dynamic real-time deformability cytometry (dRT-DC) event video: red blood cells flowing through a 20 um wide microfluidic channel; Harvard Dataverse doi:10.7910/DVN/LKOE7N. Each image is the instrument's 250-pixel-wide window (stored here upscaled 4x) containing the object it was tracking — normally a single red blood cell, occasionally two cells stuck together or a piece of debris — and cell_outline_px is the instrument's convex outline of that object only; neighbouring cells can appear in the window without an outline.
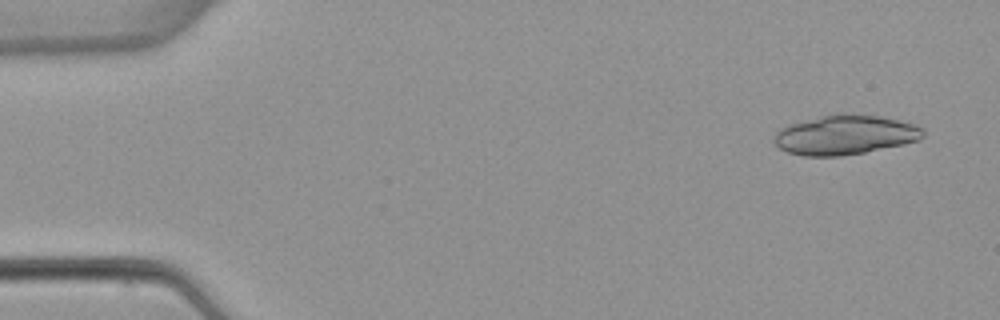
{"species": "common noctule bat (a hibernating species)", "species_latin": "Nyctalus noctula", "temperature_condition": "warm", "stored_images_in_passage": 5, "camera_frame_rate_fps": 3000, "um_per_image_px": 0.085, "animal": {"sex": "female", "body_mass_g": 22.7, "forearm_length_mm": 54.2}, "frame": {"image": 1, "passage_image": 1, "time_ms": 0.0, "image_size_px": [1000, 320], "cell_outline_px": [[924, 136], [920, 140], [904, 144], [864, 152], [840, 156], [804, 156], [788, 152], [780, 148], [772, 140], [776, 132], [780, 128], [788, 124], [836, 112], [844, 112], [880, 116], [900, 120], [924, 128]], "centroid_in_image_um": [71.83, 11.44], "position_along_channel_um": 13.2, "area_um2": 34.68}}